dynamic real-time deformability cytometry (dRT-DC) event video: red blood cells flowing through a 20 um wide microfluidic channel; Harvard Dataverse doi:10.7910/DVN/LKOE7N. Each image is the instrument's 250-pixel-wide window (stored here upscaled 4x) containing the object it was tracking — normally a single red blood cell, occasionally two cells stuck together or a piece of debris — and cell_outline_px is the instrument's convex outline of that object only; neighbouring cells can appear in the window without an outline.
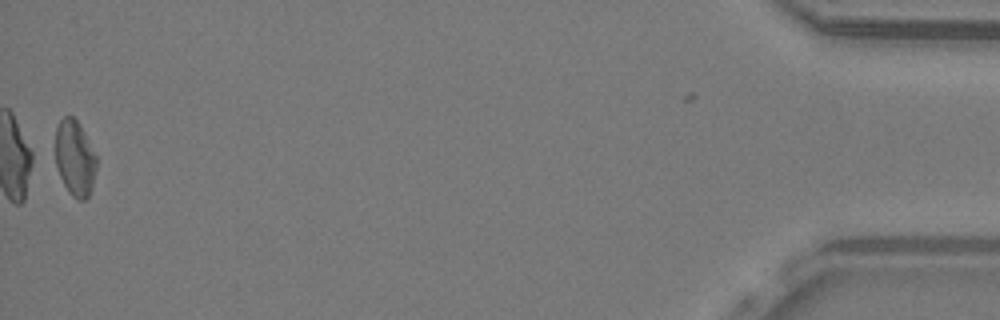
{"species": "common noctule bat (a hibernating species)", "species_latin": "Nyctalus noctula", "temperature_condition": "warm", "stored_images_in_passage": 39, "camera_frame_rate_fps": 3000, "um_per_image_px": 0.085, "animal": {"sex": "male", "body_mass_g": 19.2, "forearm_length_mm": 51.8}, "frame": {"image": 1, "passage_image": 38, "time_ms": 12.333, "image_size_px": [1000, 320], "cell_outline_px": [[96, 168], [92, 184], [88, 196], [84, 200], [80, 200], [72, 196], [68, 192], [60, 176], [56, 164], [56, 128], [60, 120], [64, 116], [72, 116], [80, 124], [96, 156]], "centroid_in_image_um": [6.35, 13.43], "position_along_channel_um": 428.8, "area_um2": 17.86}, "authors_computed_cell_mechanics": {"area_um2": 18.3226, "velocity_mm_per_s": 3.9882, "shape_relaxation_time_tau1_ms": null, "shape_relaxation_time_tau2_ms": 4.6831, "deformation_change_tau1": null, "deformation_change_tau2": 0.1004}}